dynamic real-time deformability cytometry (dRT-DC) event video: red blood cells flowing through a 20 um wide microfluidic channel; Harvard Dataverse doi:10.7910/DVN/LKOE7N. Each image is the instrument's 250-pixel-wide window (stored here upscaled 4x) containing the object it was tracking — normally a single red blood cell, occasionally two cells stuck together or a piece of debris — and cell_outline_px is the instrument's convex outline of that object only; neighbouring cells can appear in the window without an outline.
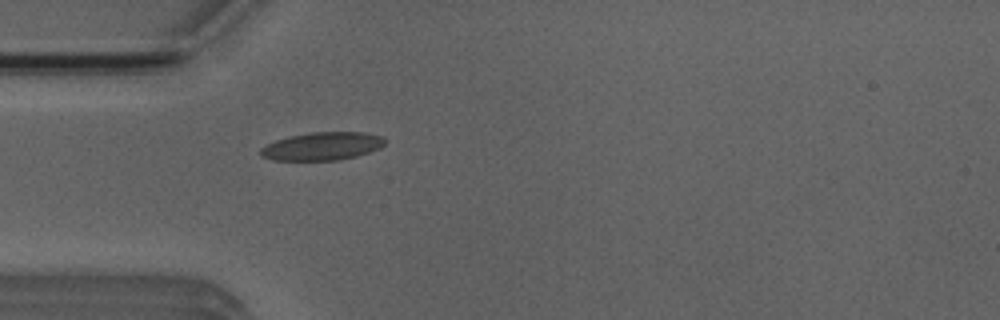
{"species": "Egyptian fruit bat (a non-hibernating species)", "species_latin": "Rousettus aegyptiacus", "temperature_condition": "room temperature", "stored_images_in_passage": 1, "camera_frame_rate_fps": 3000, "um_per_image_px": 0.085, "animal": {"sex": "male"}, "frame": {"image": 1, "passage_image": 1, "time_ms": 0.0, "image_size_px": [1000, 320], "cell_outline_px": [[388, 140], [380, 148], [356, 156], [336, 160], [272, 160], [260, 156], [260, 148], [276, 140], [288, 136], [312, 132], [364, 132], [380, 136]], "centroid_in_image_um": [27.38, 12.42], "position_along_channel_um": 57.6, "area_um2": 20.29}}